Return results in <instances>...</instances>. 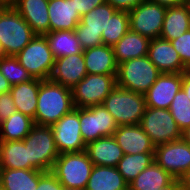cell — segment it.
I'll list each match as a JSON object with an SVG mask.
<instances>
[{
    "label": "cell",
    "mask_w": 190,
    "mask_h": 190,
    "mask_svg": "<svg viewBox=\"0 0 190 190\" xmlns=\"http://www.w3.org/2000/svg\"><path fill=\"white\" fill-rule=\"evenodd\" d=\"M87 74H117L113 48L105 44L83 50Z\"/></svg>",
    "instance_id": "cell-22"
},
{
    "label": "cell",
    "mask_w": 190,
    "mask_h": 190,
    "mask_svg": "<svg viewBox=\"0 0 190 190\" xmlns=\"http://www.w3.org/2000/svg\"><path fill=\"white\" fill-rule=\"evenodd\" d=\"M8 7L6 3H4L2 0H0V15L3 13V11Z\"/></svg>",
    "instance_id": "cell-47"
},
{
    "label": "cell",
    "mask_w": 190,
    "mask_h": 190,
    "mask_svg": "<svg viewBox=\"0 0 190 190\" xmlns=\"http://www.w3.org/2000/svg\"><path fill=\"white\" fill-rule=\"evenodd\" d=\"M28 146L31 170L49 172L59 156L51 126L34 125L22 140Z\"/></svg>",
    "instance_id": "cell-6"
},
{
    "label": "cell",
    "mask_w": 190,
    "mask_h": 190,
    "mask_svg": "<svg viewBox=\"0 0 190 190\" xmlns=\"http://www.w3.org/2000/svg\"><path fill=\"white\" fill-rule=\"evenodd\" d=\"M16 112L17 108L10 92L0 94V123Z\"/></svg>",
    "instance_id": "cell-37"
},
{
    "label": "cell",
    "mask_w": 190,
    "mask_h": 190,
    "mask_svg": "<svg viewBox=\"0 0 190 190\" xmlns=\"http://www.w3.org/2000/svg\"><path fill=\"white\" fill-rule=\"evenodd\" d=\"M154 3H158L166 8L182 5L186 2V0H148Z\"/></svg>",
    "instance_id": "cell-42"
},
{
    "label": "cell",
    "mask_w": 190,
    "mask_h": 190,
    "mask_svg": "<svg viewBox=\"0 0 190 190\" xmlns=\"http://www.w3.org/2000/svg\"><path fill=\"white\" fill-rule=\"evenodd\" d=\"M113 137L125 154L154 153L155 146L140 124L121 125Z\"/></svg>",
    "instance_id": "cell-18"
},
{
    "label": "cell",
    "mask_w": 190,
    "mask_h": 190,
    "mask_svg": "<svg viewBox=\"0 0 190 190\" xmlns=\"http://www.w3.org/2000/svg\"><path fill=\"white\" fill-rule=\"evenodd\" d=\"M37 99V110L33 119L36 125L52 126L75 108L72 89L50 79L41 81Z\"/></svg>",
    "instance_id": "cell-1"
},
{
    "label": "cell",
    "mask_w": 190,
    "mask_h": 190,
    "mask_svg": "<svg viewBox=\"0 0 190 190\" xmlns=\"http://www.w3.org/2000/svg\"><path fill=\"white\" fill-rule=\"evenodd\" d=\"M42 79L33 78L27 82L12 85L10 94L18 112L35 118L38 103V91Z\"/></svg>",
    "instance_id": "cell-24"
},
{
    "label": "cell",
    "mask_w": 190,
    "mask_h": 190,
    "mask_svg": "<svg viewBox=\"0 0 190 190\" xmlns=\"http://www.w3.org/2000/svg\"><path fill=\"white\" fill-rule=\"evenodd\" d=\"M154 161L178 179L190 166V144L181 138L158 145L155 147Z\"/></svg>",
    "instance_id": "cell-14"
},
{
    "label": "cell",
    "mask_w": 190,
    "mask_h": 190,
    "mask_svg": "<svg viewBox=\"0 0 190 190\" xmlns=\"http://www.w3.org/2000/svg\"><path fill=\"white\" fill-rule=\"evenodd\" d=\"M0 168L30 169L28 146L23 141H0Z\"/></svg>",
    "instance_id": "cell-28"
},
{
    "label": "cell",
    "mask_w": 190,
    "mask_h": 190,
    "mask_svg": "<svg viewBox=\"0 0 190 190\" xmlns=\"http://www.w3.org/2000/svg\"><path fill=\"white\" fill-rule=\"evenodd\" d=\"M140 126L155 147L181 139L182 131L169 109L146 107Z\"/></svg>",
    "instance_id": "cell-10"
},
{
    "label": "cell",
    "mask_w": 190,
    "mask_h": 190,
    "mask_svg": "<svg viewBox=\"0 0 190 190\" xmlns=\"http://www.w3.org/2000/svg\"><path fill=\"white\" fill-rule=\"evenodd\" d=\"M116 11L105 2L81 16L74 32L83 50L103 44L101 35H106L108 21Z\"/></svg>",
    "instance_id": "cell-9"
},
{
    "label": "cell",
    "mask_w": 190,
    "mask_h": 190,
    "mask_svg": "<svg viewBox=\"0 0 190 190\" xmlns=\"http://www.w3.org/2000/svg\"><path fill=\"white\" fill-rule=\"evenodd\" d=\"M129 29V13L117 10L108 21L106 35H101L103 44L113 47Z\"/></svg>",
    "instance_id": "cell-33"
},
{
    "label": "cell",
    "mask_w": 190,
    "mask_h": 190,
    "mask_svg": "<svg viewBox=\"0 0 190 190\" xmlns=\"http://www.w3.org/2000/svg\"><path fill=\"white\" fill-rule=\"evenodd\" d=\"M181 138L188 144H190V126L182 131Z\"/></svg>",
    "instance_id": "cell-46"
},
{
    "label": "cell",
    "mask_w": 190,
    "mask_h": 190,
    "mask_svg": "<svg viewBox=\"0 0 190 190\" xmlns=\"http://www.w3.org/2000/svg\"><path fill=\"white\" fill-rule=\"evenodd\" d=\"M167 8L148 0L129 11V26L134 32L147 38L160 37Z\"/></svg>",
    "instance_id": "cell-12"
},
{
    "label": "cell",
    "mask_w": 190,
    "mask_h": 190,
    "mask_svg": "<svg viewBox=\"0 0 190 190\" xmlns=\"http://www.w3.org/2000/svg\"><path fill=\"white\" fill-rule=\"evenodd\" d=\"M80 131L87 145L102 137L113 136L118 125L103 104L79 108Z\"/></svg>",
    "instance_id": "cell-11"
},
{
    "label": "cell",
    "mask_w": 190,
    "mask_h": 190,
    "mask_svg": "<svg viewBox=\"0 0 190 190\" xmlns=\"http://www.w3.org/2000/svg\"><path fill=\"white\" fill-rule=\"evenodd\" d=\"M94 165L117 167L124 153L113 136L89 142L85 150Z\"/></svg>",
    "instance_id": "cell-21"
},
{
    "label": "cell",
    "mask_w": 190,
    "mask_h": 190,
    "mask_svg": "<svg viewBox=\"0 0 190 190\" xmlns=\"http://www.w3.org/2000/svg\"><path fill=\"white\" fill-rule=\"evenodd\" d=\"M154 161V153L125 154L117 169L129 184Z\"/></svg>",
    "instance_id": "cell-32"
},
{
    "label": "cell",
    "mask_w": 190,
    "mask_h": 190,
    "mask_svg": "<svg viewBox=\"0 0 190 190\" xmlns=\"http://www.w3.org/2000/svg\"><path fill=\"white\" fill-rule=\"evenodd\" d=\"M56 149L59 154L82 152L86 144L80 131L79 108L61 117L51 126Z\"/></svg>",
    "instance_id": "cell-13"
},
{
    "label": "cell",
    "mask_w": 190,
    "mask_h": 190,
    "mask_svg": "<svg viewBox=\"0 0 190 190\" xmlns=\"http://www.w3.org/2000/svg\"><path fill=\"white\" fill-rule=\"evenodd\" d=\"M117 74H87L72 88L75 108H86L102 104L117 86Z\"/></svg>",
    "instance_id": "cell-8"
},
{
    "label": "cell",
    "mask_w": 190,
    "mask_h": 190,
    "mask_svg": "<svg viewBox=\"0 0 190 190\" xmlns=\"http://www.w3.org/2000/svg\"><path fill=\"white\" fill-rule=\"evenodd\" d=\"M105 2L106 0H74V6L79 15L83 16Z\"/></svg>",
    "instance_id": "cell-39"
},
{
    "label": "cell",
    "mask_w": 190,
    "mask_h": 190,
    "mask_svg": "<svg viewBox=\"0 0 190 190\" xmlns=\"http://www.w3.org/2000/svg\"><path fill=\"white\" fill-rule=\"evenodd\" d=\"M174 49L179 54L183 64L189 68L190 67V30L186 31L184 34L178 38L170 41Z\"/></svg>",
    "instance_id": "cell-36"
},
{
    "label": "cell",
    "mask_w": 190,
    "mask_h": 190,
    "mask_svg": "<svg viewBox=\"0 0 190 190\" xmlns=\"http://www.w3.org/2000/svg\"><path fill=\"white\" fill-rule=\"evenodd\" d=\"M0 72L11 85L32 80L31 74L19 63L15 56L0 58Z\"/></svg>",
    "instance_id": "cell-34"
},
{
    "label": "cell",
    "mask_w": 190,
    "mask_h": 190,
    "mask_svg": "<svg viewBox=\"0 0 190 190\" xmlns=\"http://www.w3.org/2000/svg\"><path fill=\"white\" fill-rule=\"evenodd\" d=\"M8 6H12L17 0H2Z\"/></svg>",
    "instance_id": "cell-48"
},
{
    "label": "cell",
    "mask_w": 190,
    "mask_h": 190,
    "mask_svg": "<svg viewBox=\"0 0 190 190\" xmlns=\"http://www.w3.org/2000/svg\"><path fill=\"white\" fill-rule=\"evenodd\" d=\"M15 57L33 78L50 79L55 58L44 35H35Z\"/></svg>",
    "instance_id": "cell-7"
},
{
    "label": "cell",
    "mask_w": 190,
    "mask_h": 190,
    "mask_svg": "<svg viewBox=\"0 0 190 190\" xmlns=\"http://www.w3.org/2000/svg\"><path fill=\"white\" fill-rule=\"evenodd\" d=\"M144 0H106L108 4L114 7L118 11H131Z\"/></svg>",
    "instance_id": "cell-40"
},
{
    "label": "cell",
    "mask_w": 190,
    "mask_h": 190,
    "mask_svg": "<svg viewBox=\"0 0 190 190\" xmlns=\"http://www.w3.org/2000/svg\"><path fill=\"white\" fill-rule=\"evenodd\" d=\"M147 56L161 73H183L188 69L172 43L160 37L150 40Z\"/></svg>",
    "instance_id": "cell-16"
},
{
    "label": "cell",
    "mask_w": 190,
    "mask_h": 190,
    "mask_svg": "<svg viewBox=\"0 0 190 190\" xmlns=\"http://www.w3.org/2000/svg\"><path fill=\"white\" fill-rule=\"evenodd\" d=\"M85 190H128L117 167L94 165Z\"/></svg>",
    "instance_id": "cell-27"
},
{
    "label": "cell",
    "mask_w": 190,
    "mask_h": 190,
    "mask_svg": "<svg viewBox=\"0 0 190 190\" xmlns=\"http://www.w3.org/2000/svg\"><path fill=\"white\" fill-rule=\"evenodd\" d=\"M182 88V73H161L144 94L146 107L169 109L177 92Z\"/></svg>",
    "instance_id": "cell-15"
},
{
    "label": "cell",
    "mask_w": 190,
    "mask_h": 190,
    "mask_svg": "<svg viewBox=\"0 0 190 190\" xmlns=\"http://www.w3.org/2000/svg\"><path fill=\"white\" fill-rule=\"evenodd\" d=\"M44 36L55 59L60 57L83 53V49L74 31H51Z\"/></svg>",
    "instance_id": "cell-30"
},
{
    "label": "cell",
    "mask_w": 190,
    "mask_h": 190,
    "mask_svg": "<svg viewBox=\"0 0 190 190\" xmlns=\"http://www.w3.org/2000/svg\"><path fill=\"white\" fill-rule=\"evenodd\" d=\"M49 0H17L12 6L30 25L36 35L49 32Z\"/></svg>",
    "instance_id": "cell-19"
},
{
    "label": "cell",
    "mask_w": 190,
    "mask_h": 190,
    "mask_svg": "<svg viewBox=\"0 0 190 190\" xmlns=\"http://www.w3.org/2000/svg\"><path fill=\"white\" fill-rule=\"evenodd\" d=\"M49 32L59 30L74 31L81 16L75 9L74 0H49Z\"/></svg>",
    "instance_id": "cell-20"
},
{
    "label": "cell",
    "mask_w": 190,
    "mask_h": 190,
    "mask_svg": "<svg viewBox=\"0 0 190 190\" xmlns=\"http://www.w3.org/2000/svg\"><path fill=\"white\" fill-rule=\"evenodd\" d=\"M36 190H65L51 171L46 172L40 179Z\"/></svg>",
    "instance_id": "cell-38"
},
{
    "label": "cell",
    "mask_w": 190,
    "mask_h": 190,
    "mask_svg": "<svg viewBox=\"0 0 190 190\" xmlns=\"http://www.w3.org/2000/svg\"><path fill=\"white\" fill-rule=\"evenodd\" d=\"M173 179L174 177L153 161L128 184V190H158L168 185Z\"/></svg>",
    "instance_id": "cell-29"
},
{
    "label": "cell",
    "mask_w": 190,
    "mask_h": 190,
    "mask_svg": "<svg viewBox=\"0 0 190 190\" xmlns=\"http://www.w3.org/2000/svg\"><path fill=\"white\" fill-rule=\"evenodd\" d=\"M11 86L9 81L0 72V94L10 92Z\"/></svg>",
    "instance_id": "cell-44"
},
{
    "label": "cell",
    "mask_w": 190,
    "mask_h": 190,
    "mask_svg": "<svg viewBox=\"0 0 190 190\" xmlns=\"http://www.w3.org/2000/svg\"><path fill=\"white\" fill-rule=\"evenodd\" d=\"M87 75L83 53L55 59L50 80L72 89Z\"/></svg>",
    "instance_id": "cell-17"
},
{
    "label": "cell",
    "mask_w": 190,
    "mask_h": 190,
    "mask_svg": "<svg viewBox=\"0 0 190 190\" xmlns=\"http://www.w3.org/2000/svg\"><path fill=\"white\" fill-rule=\"evenodd\" d=\"M0 190H4V189H3V186H2V184H1V181H0Z\"/></svg>",
    "instance_id": "cell-51"
},
{
    "label": "cell",
    "mask_w": 190,
    "mask_h": 190,
    "mask_svg": "<svg viewBox=\"0 0 190 190\" xmlns=\"http://www.w3.org/2000/svg\"><path fill=\"white\" fill-rule=\"evenodd\" d=\"M93 166L86 151L61 153L51 172L65 189L85 190Z\"/></svg>",
    "instance_id": "cell-2"
},
{
    "label": "cell",
    "mask_w": 190,
    "mask_h": 190,
    "mask_svg": "<svg viewBox=\"0 0 190 190\" xmlns=\"http://www.w3.org/2000/svg\"><path fill=\"white\" fill-rule=\"evenodd\" d=\"M180 187L182 190H190V166L189 168L178 178Z\"/></svg>",
    "instance_id": "cell-41"
},
{
    "label": "cell",
    "mask_w": 190,
    "mask_h": 190,
    "mask_svg": "<svg viewBox=\"0 0 190 190\" xmlns=\"http://www.w3.org/2000/svg\"><path fill=\"white\" fill-rule=\"evenodd\" d=\"M4 56H5V54H4V51H3L2 46L0 44V58H2Z\"/></svg>",
    "instance_id": "cell-49"
},
{
    "label": "cell",
    "mask_w": 190,
    "mask_h": 190,
    "mask_svg": "<svg viewBox=\"0 0 190 190\" xmlns=\"http://www.w3.org/2000/svg\"><path fill=\"white\" fill-rule=\"evenodd\" d=\"M34 125L31 117L17 111L0 123V141H22Z\"/></svg>",
    "instance_id": "cell-31"
},
{
    "label": "cell",
    "mask_w": 190,
    "mask_h": 190,
    "mask_svg": "<svg viewBox=\"0 0 190 190\" xmlns=\"http://www.w3.org/2000/svg\"><path fill=\"white\" fill-rule=\"evenodd\" d=\"M190 30V10L185 2L166 10L160 38L172 41Z\"/></svg>",
    "instance_id": "cell-25"
},
{
    "label": "cell",
    "mask_w": 190,
    "mask_h": 190,
    "mask_svg": "<svg viewBox=\"0 0 190 190\" xmlns=\"http://www.w3.org/2000/svg\"><path fill=\"white\" fill-rule=\"evenodd\" d=\"M35 35L13 6H8L0 15V44L5 56H16Z\"/></svg>",
    "instance_id": "cell-5"
},
{
    "label": "cell",
    "mask_w": 190,
    "mask_h": 190,
    "mask_svg": "<svg viewBox=\"0 0 190 190\" xmlns=\"http://www.w3.org/2000/svg\"><path fill=\"white\" fill-rule=\"evenodd\" d=\"M180 183L177 178H174L168 185L158 189V190H180Z\"/></svg>",
    "instance_id": "cell-45"
},
{
    "label": "cell",
    "mask_w": 190,
    "mask_h": 190,
    "mask_svg": "<svg viewBox=\"0 0 190 190\" xmlns=\"http://www.w3.org/2000/svg\"><path fill=\"white\" fill-rule=\"evenodd\" d=\"M182 89L188 95L190 100V71H185L182 73Z\"/></svg>",
    "instance_id": "cell-43"
},
{
    "label": "cell",
    "mask_w": 190,
    "mask_h": 190,
    "mask_svg": "<svg viewBox=\"0 0 190 190\" xmlns=\"http://www.w3.org/2000/svg\"><path fill=\"white\" fill-rule=\"evenodd\" d=\"M160 74L148 56L126 60L118 64L117 86L144 95Z\"/></svg>",
    "instance_id": "cell-4"
},
{
    "label": "cell",
    "mask_w": 190,
    "mask_h": 190,
    "mask_svg": "<svg viewBox=\"0 0 190 190\" xmlns=\"http://www.w3.org/2000/svg\"><path fill=\"white\" fill-rule=\"evenodd\" d=\"M150 39L131 29L112 47L115 61L120 64L126 60L147 56Z\"/></svg>",
    "instance_id": "cell-23"
},
{
    "label": "cell",
    "mask_w": 190,
    "mask_h": 190,
    "mask_svg": "<svg viewBox=\"0 0 190 190\" xmlns=\"http://www.w3.org/2000/svg\"><path fill=\"white\" fill-rule=\"evenodd\" d=\"M186 3L189 6V10H190V0H186Z\"/></svg>",
    "instance_id": "cell-50"
},
{
    "label": "cell",
    "mask_w": 190,
    "mask_h": 190,
    "mask_svg": "<svg viewBox=\"0 0 190 190\" xmlns=\"http://www.w3.org/2000/svg\"><path fill=\"white\" fill-rule=\"evenodd\" d=\"M188 98V95L181 88L169 107V111L181 131L190 126V100Z\"/></svg>",
    "instance_id": "cell-35"
},
{
    "label": "cell",
    "mask_w": 190,
    "mask_h": 190,
    "mask_svg": "<svg viewBox=\"0 0 190 190\" xmlns=\"http://www.w3.org/2000/svg\"><path fill=\"white\" fill-rule=\"evenodd\" d=\"M118 126L140 124L146 109L145 96L116 86L102 103Z\"/></svg>",
    "instance_id": "cell-3"
},
{
    "label": "cell",
    "mask_w": 190,
    "mask_h": 190,
    "mask_svg": "<svg viewBox=\"0 0 190 190\" xmlns=\"http://www.w3.org/2000/svg\"><path fill=\"white\" fill-rule=\"evenodd\" d=\"M45 173L40 170L0 168V181L4 190H36L39 179Z\"/></svg>",
    "instance_id": "cell-26"
}]
</instances>
